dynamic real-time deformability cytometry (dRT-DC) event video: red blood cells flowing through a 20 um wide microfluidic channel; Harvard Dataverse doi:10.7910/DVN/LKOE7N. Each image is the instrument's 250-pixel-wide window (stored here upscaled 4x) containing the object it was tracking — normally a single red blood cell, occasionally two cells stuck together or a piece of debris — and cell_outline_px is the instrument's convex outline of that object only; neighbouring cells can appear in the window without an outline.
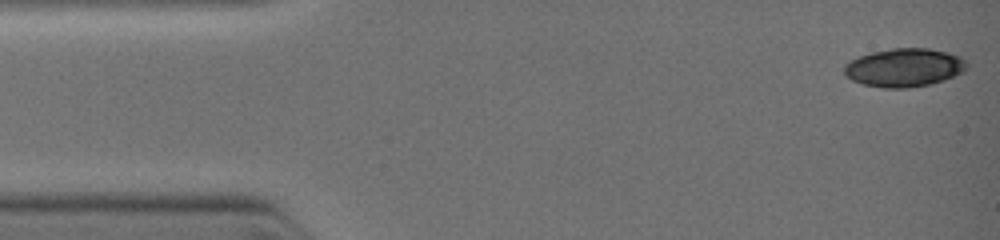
{"species": "common noctule bat (a hibernating species)", "species_latin": "Nyctalus noctula", "temperature_condition": "warm", "stored_images_in_passage": 9, "camera_frame_rate_fps": 3000, "um_per_image_px": 0.085, "animal": {"sex": "female", "body_mass_g": 19.0, "forearm_length_mm": 51.5}, "frame": {"image": 1, "passage_image": 1, "time_ms": 0.0, "image_size_px": [1000, 240], "cell_outline_px": [[968, 68], [964, 72], [944, 80], [928, 84], [908, 88], [884, 88], [864, 84], [852, 80], [844, 72], [844, 64], [848, 60], [872, 52], [892, 48], [928, 48], [948, 52], [960, 56], [968, 64]], "centroid_in_image_um": [76.88, 5.74], "position_along_channel_um": 8.1, "area_um2": 27.51}}
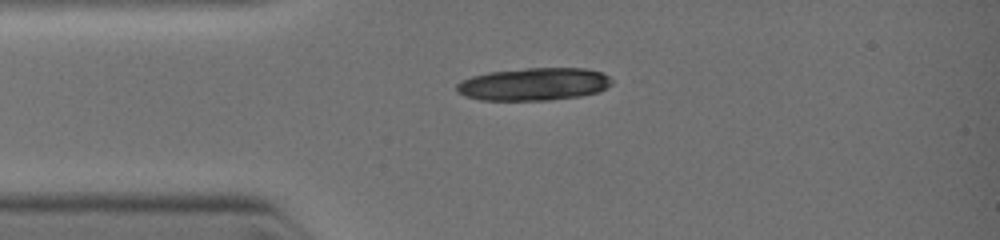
{"frame": {"image": 2, "passage_image": 6, "time_ms": 2.333, "image_size_px": [1000, 240], "cell_outline_px": [[612, 84], [600, 92], [580, 96], [548, 100], [480, 100], [464, 96], [456, 92], [456, 84], [472, 76], [488, 72], [524, 68], [584, 68], [600, 72], [608, 76], [612, 80]], "centroid_in_image_um": [45.37, 7.15], "position_along_channel_um": 39.6, "area_um2": 29.65}}